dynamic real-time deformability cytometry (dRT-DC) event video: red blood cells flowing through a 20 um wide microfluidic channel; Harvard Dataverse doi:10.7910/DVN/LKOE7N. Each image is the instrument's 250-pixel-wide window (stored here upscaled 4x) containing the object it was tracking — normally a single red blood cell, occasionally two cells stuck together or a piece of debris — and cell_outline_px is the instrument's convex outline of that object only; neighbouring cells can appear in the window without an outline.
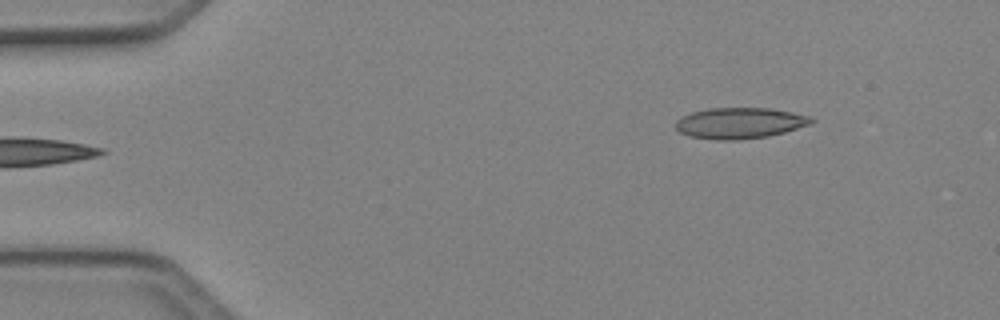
{"species": "Egyptian fruit bat (a non-hibernating species)", "species_latin": "Rousettus aegyptiacus", "temperature_condition": "cold", "stored_images_in_passage": 5, "camera_frame_rate_fps": 3000, "um_per_image_px": 0.085, "animal": {"sex": "female"}, "frame": {"image": 1, "passage_image": 5, "time_ms": 1.333, "image_size_px": [1000, 320], "cell_outline_px": [[816, 120], [812, 124], [784, 132], [768, 136], [736, 140], [716, 140], [688, 136], [680, 132], [676, 128], [676, 120], [692, 112], [708, 108], [772, 108], [812, 116]], "centroid_in_image_um": [62.92, 10.46], "position_along_channel_um": 22.1, "area_um2": 24.62}}